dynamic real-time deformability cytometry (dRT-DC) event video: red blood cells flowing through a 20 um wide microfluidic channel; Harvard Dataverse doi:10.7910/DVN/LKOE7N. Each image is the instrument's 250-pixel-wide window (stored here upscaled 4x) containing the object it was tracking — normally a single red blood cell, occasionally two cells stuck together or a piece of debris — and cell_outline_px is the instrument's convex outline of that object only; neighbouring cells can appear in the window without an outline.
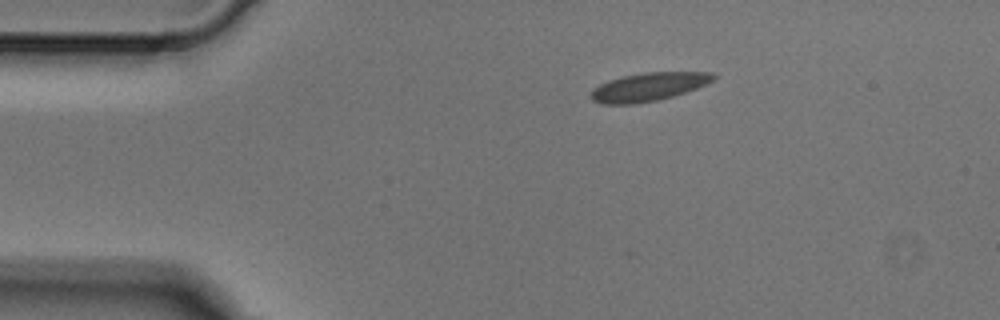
{"species": "Egyptian fruit bat (a non-hibernating species)", "species_latin": "Rousettus aegyptiacus", "temperature_condition": "cold", "stored_images_in_passage": 4, "camera_frame_rate_fps": 3000, "um_per_image_px": 0.085, "animal": {"sex": "male"}, "frame": {"image": 1, "passage_image": 1, "time_ms": 0.0, "image_size_px": [1000, 320], "cell_outline_px": [[716, 76], [712, 80], [696, 88], [672, 96], [656, 100], [632, 104], [604, 104], [592, 100], [588, 96], [592, 88], [608, 80], [620, 76], [644, 72], [712, 72]], "centroid_in_image_um": [55.04, 7.37], "position_along_channel_um": 30.0, "area_um2": 20.17}}
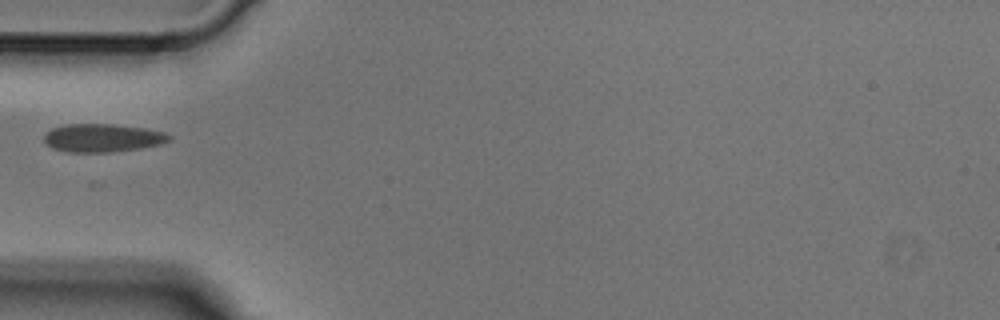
{"frame": {"image": 2, "passage_image": 3, "time_ms": 0.667, "image_size_px": [1000, 320], "cell_outline_px": [[172, 140], [160, 144], [140, 148], [112, 152], [68, 152], [52, 148], [44, 144], [44, 132], [52, 128], [64, 124], [112, 124], [144, 128], [164, 132], [172, 136]], "centroid_in_image_um": [8.68, 11.72], "position_along_channel_um": 76.3, "area_um2": 20.75}}
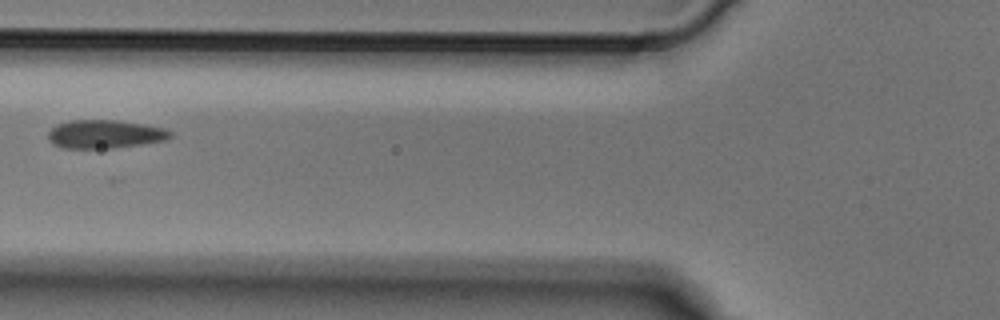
{"frame": {"image": 3, "passage_image": 4, "time_ms": 1.0, "image_size_px": [1000, 320], "cell_outline_px": [[172, 136], [168, 140], [112, 148], [64, 148], [52, 144], [48, 140], [48, 132], [56, 124], [72, 120], [116, 120], [144, 124], [164, 128], [172, 132]], "centroid_in_image_um": [8.91, 11.4], "position_along_channel_um": 116.9, "area_um2": 20.29}}